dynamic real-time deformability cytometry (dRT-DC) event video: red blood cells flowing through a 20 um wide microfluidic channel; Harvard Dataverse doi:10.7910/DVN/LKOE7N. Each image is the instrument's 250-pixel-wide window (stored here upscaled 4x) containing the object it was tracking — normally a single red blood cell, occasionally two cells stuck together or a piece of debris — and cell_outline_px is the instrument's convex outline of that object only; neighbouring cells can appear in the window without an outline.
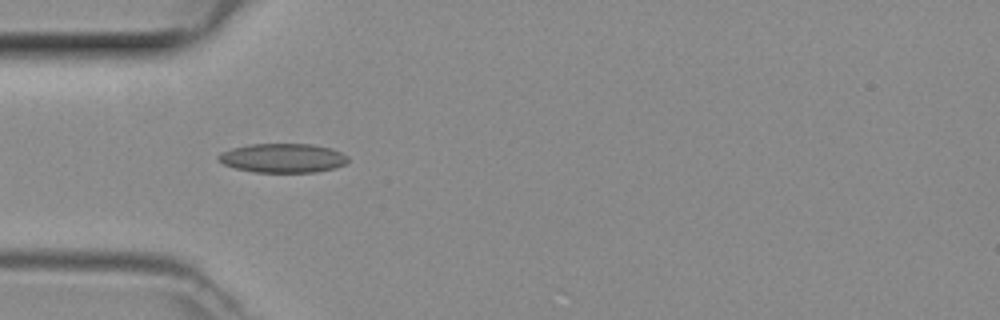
{"species": "common noctule bat (a hibernating species)", "species_latin": "Nyctalus noctula", "temperature_condition": "room temperature", "stored_images_in_passage": 30, "camera_frame_rate_fps": 3000, "um_per_image_px": 0.085, "animal": {"sex": "female", "body_mass_g": 29.2, "forearm_length_mm": 56.3}, "frame": {"image": 1, "passage_image": 1, "time_ms": 0.0, "image_size_px": [1000, 320], "cell_outline_px": [[348, 160], [344, 164], [336, 168], [316, 172], [256, 172], [236, 168], [224, 164], [216, 156], [220, 152], [232, 148], [252, 144], [312, 144], [332, 148], [348, 156]], "centroid_in_image_um": [24.06, 13.43], "position_along_channel_um": 60.9, "area_um2": 21.96}}
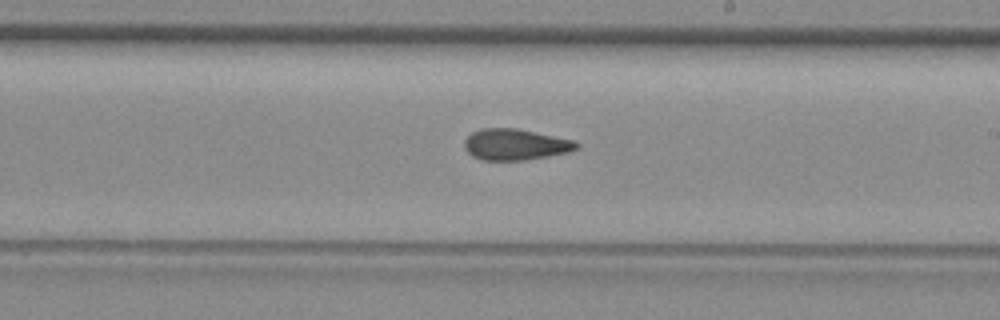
{"frame": {"image": 2, "passage_image": 14, "time_ms": 4.333, "image_size_px": [1000, 320], "cell_outline_px": [[580, 148], [568, 152], [524, 160], [480, 160], [472, 156], [464, 148], [464, 140], [472, 132], [480, 128], [516, 128], [572, 140], [580, 144]], "centroid_in_image_um": [43.77, 12.28], "position_along_channel_um": 245.2, "area_um2": 20.29}}
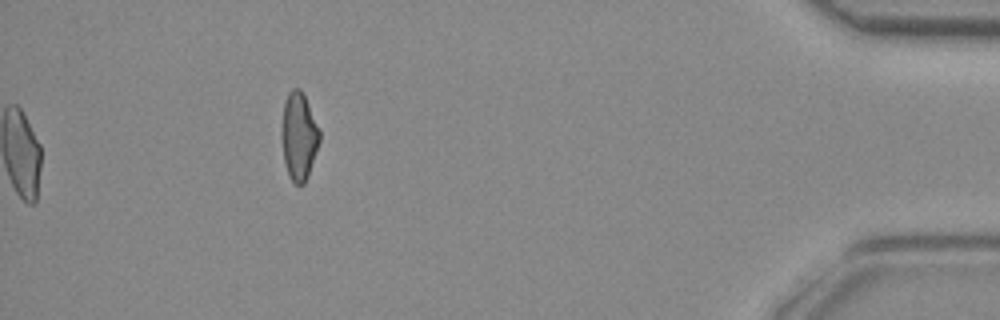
{"frame": {"image": 3, "passage_image": 30, "time_ms": 9.667, "image_size_px": [1000, 320], "cell_outline_px": [[320, 140], [308, 176], [304, 184], [296, 184], [292, 180], [288, 172], [284, 160], [284, 104], [288, 92], [292, 88], [300, 88], [304, 96], [320, 132]], "centroid_in_image_um": [25.44, 11.59], "position_along_channel_um": 409.8, "area_um2": 18.32}}